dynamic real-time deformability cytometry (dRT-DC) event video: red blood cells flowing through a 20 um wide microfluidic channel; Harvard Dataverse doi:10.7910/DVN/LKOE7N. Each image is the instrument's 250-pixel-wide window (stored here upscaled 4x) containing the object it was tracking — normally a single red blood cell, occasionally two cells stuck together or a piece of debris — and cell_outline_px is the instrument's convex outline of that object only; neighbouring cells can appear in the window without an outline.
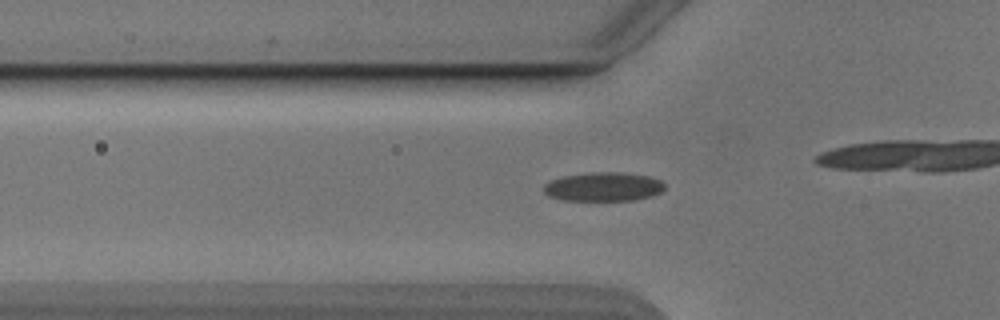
{"species": "Egyptian fruit bat (a non-hibernating species)", "species_latin": "Rousettus aegyptiacus", "temperature_condition": "cold", "stored_images_in_passage": 46, "camera_frame_rate_fps": 3000, "um_per_image_px": 0.085, "animal": {"sex": "male"}, "frame": {"image": 1, "passage_image": 13, "time_ms": 4.0, "image_size_px": [1000, 320], "cell_outline_px": [[664, 188], [660, 192], [652, 196], [632, 200], [564, 200], [548, 196], [544, 192], [544, 184], [552, 180], [564, 176], [592, 172], [620, 172], [648, 176], [660, 180], [664, 184]], "centroid_in_image_um": [51.28, 15.87], "position_along_channel_um": 74.5, "area_um2": 20.23}}
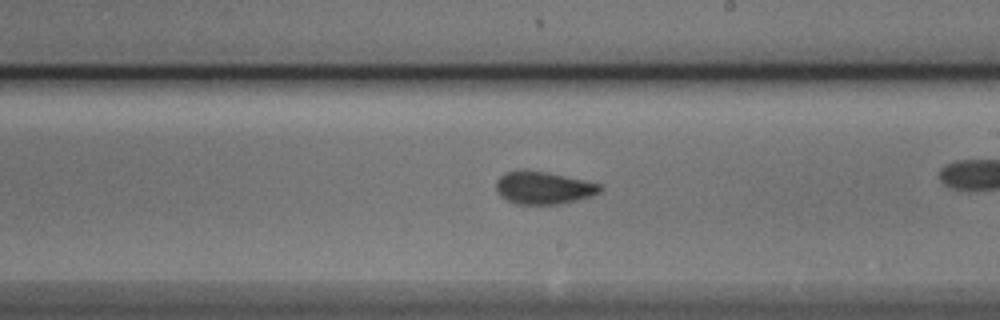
{"frame": {"image": 2, "passage_image": 26, "time_ms": 8.333, "image_size_px": [1000, 320], "cell_outline_px": [[604, 188], [600, 192], [592, 196], [560, 204], [516, 204], [500, 196], [496, 192], [496, 180], [504, 172], [544, 172], [584, 180], [600, 184]], "centroid_in_image_um": [46.21, 15.99], "position_along_channel_um": 242.8, "area_um2": 19.36}}
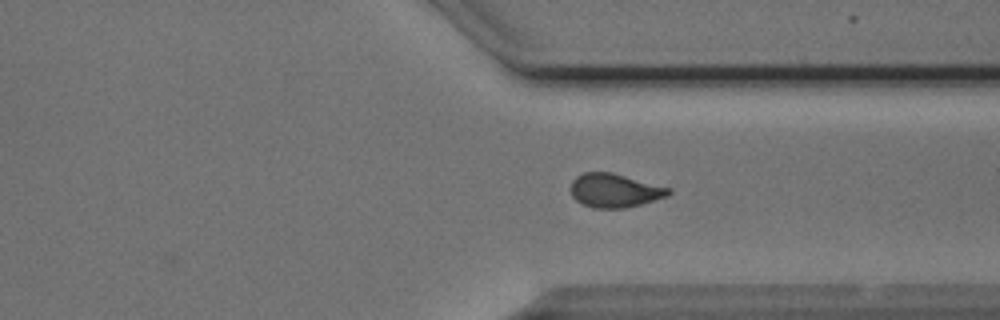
{"frame": {"image": 3, "passage_image": 35, "time_ms": 11.333, "image_size_px": [1000, 320], "cell_outline_px": [[672, 192], [668, 196], [640, 204], [624, 208], [592, 208], [576, 200], [572, 196], [572, 180], [576, 176], [584, 172], [612, 172], [672, 188]], "centroid_in_image_um": [52.27, 16.18], "position_along_channel_um": 359.1, "area_um2": 19.25}, "authors_computed_cell_mechanics": {"area_um2": 19.3919, "velocity_mm_per_s": 3.8665, "shape_relaxation_time_tau1_ms": 3.4095, "shape_relaxation_time_tau2_ms": 1.9228, "deformation_change_tau1": 0.1045, "deformation_change_tau2": 0.0573}}